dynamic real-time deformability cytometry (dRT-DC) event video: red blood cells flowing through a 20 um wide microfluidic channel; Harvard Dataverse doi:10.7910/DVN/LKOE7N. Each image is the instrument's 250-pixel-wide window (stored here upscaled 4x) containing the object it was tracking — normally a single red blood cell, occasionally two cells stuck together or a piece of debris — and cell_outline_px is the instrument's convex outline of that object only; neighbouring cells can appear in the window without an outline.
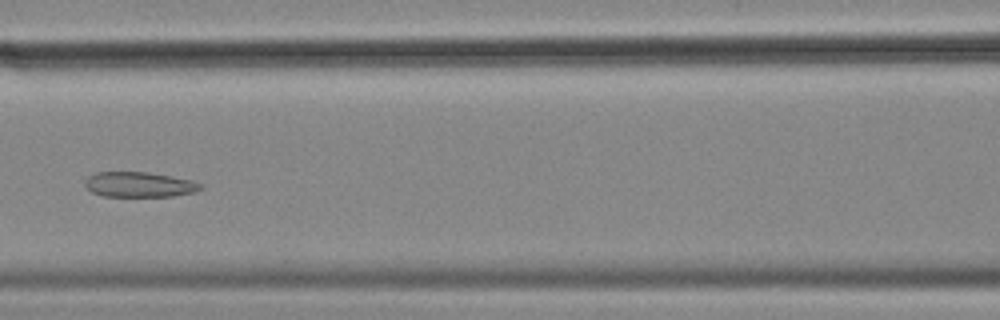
{"species": "common noctule bat (a hibernating species)", "species_latin": "Nyctalus noctula", "temperature_condition": "cold", "stored_images_in_passage": 9, "camera_frame_rate_fps": 3000, "um_per_image_px": 0.085, "animal": {"sex": "female", "body_mass_g": 18.4}, "frame": {"image": 1, "passage_image": 7, "time_ms": 2.0, "image_size_px": [1000, 320], "cell_outline_px": [[204, 188], [196, 192], [172, 196], [104, 196], [92, 192], [84, 184], [84, 180], [88, 176], [96, 172], [148, 172], [172, 176], [192, 180], [204, 184]], "centroid_in_image_um": [11.88, 15.68], "position_along_channel_um": 154.7, "area_um2": 17.11}}
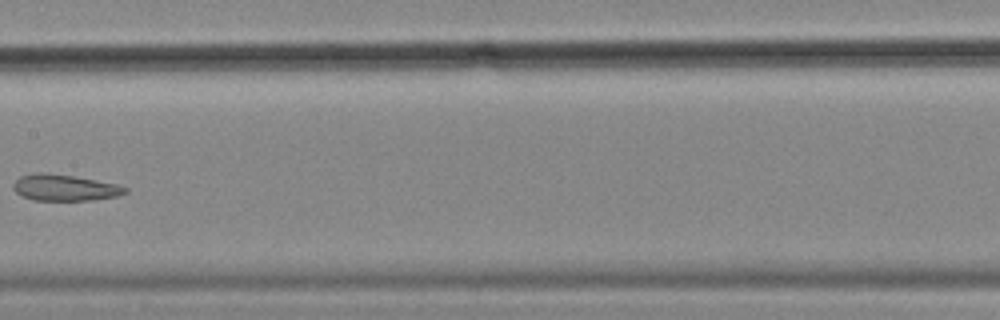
{"frame": {"image": 2, "passage_image": 8, "time_ms": 2.333, "image_size_px": [1000, 320], "cell_outline_px": [[128, 192], [116, 196], [96, 200], [36, 200], [20, 196], [12, 188], [12, 184], [20, 176], [40, 172], [44, 172], [72, 176], [116, 184], [128, 188]], "centroid_in_image_um": [5.47, 15.96], "position_along_channel_um": 201.9, "area_um2": 17.05}}
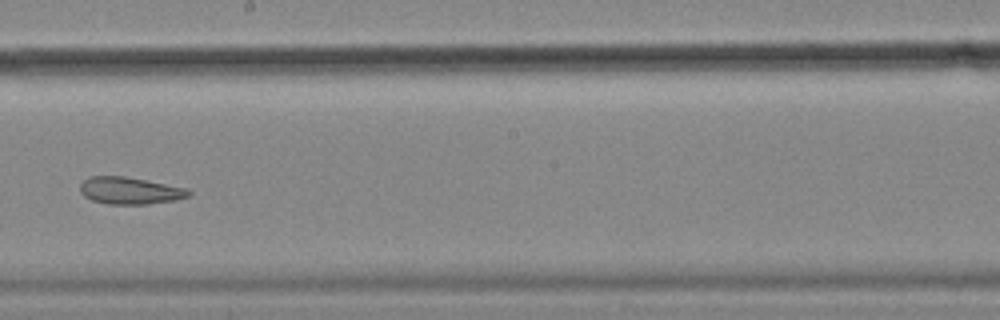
{"frame": {"image": 3, "passage_image": 9, "time_ms": 2.667, "image_size_px": [1000, 320], "cell_outline_px": [[192, 192], [188, 196], [176, 200], [148, 204], [108, 204], [92, 200], [84, 196], [80, 192], [80, 184], [88, 176], [124, 176], [188, 188]], "centroid_in_image_um": [11.04, 16.2], "position_along_channel_um": 237.2, "area_um2": 17.17}}